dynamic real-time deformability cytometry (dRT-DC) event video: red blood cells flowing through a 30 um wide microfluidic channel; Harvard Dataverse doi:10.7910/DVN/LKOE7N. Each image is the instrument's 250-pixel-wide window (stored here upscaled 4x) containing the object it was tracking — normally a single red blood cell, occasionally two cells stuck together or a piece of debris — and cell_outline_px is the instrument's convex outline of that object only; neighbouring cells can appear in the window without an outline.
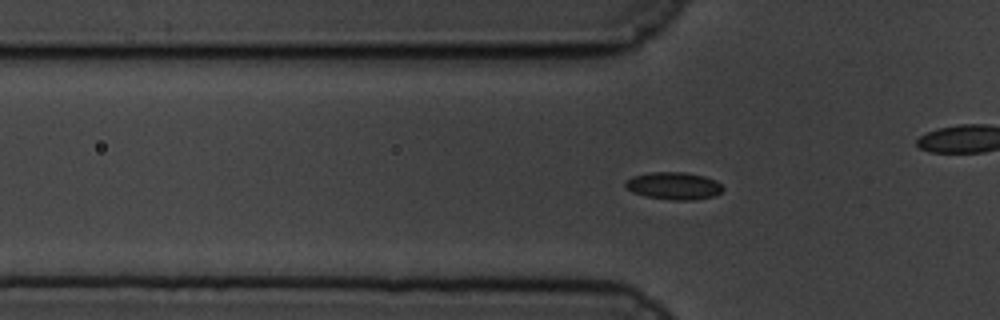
{"species": "common noctule bat (a hibernating species)", "species_latin": "Nyctalus noctula", "temperature_condition": "cold", "stored_images_in_passage": 49, "camera_frame_rate_fps": 3000, "um_per_image_px": 0.085, "animal": {"sex": "male", "body_mass_g": 19.5, "forearm_length_mm": 54.6}, "frame": {"image": 1, "passage_image": 8, "time_ms": 2.333, "image_size_px": [1000, 320], "cell_outline_px": [[724, 188], [716, 196], [692, 200], [672, 200], [644, 196], [632, 192], [624, 184], [624, 180], [632, 176], [648, 172], [684, 172], [704, 176], [716, 180]], "centroid_in_image_um": [57.25, 15.79], "position_along_channel_um": 68.5, "area_um2": 15.72}}
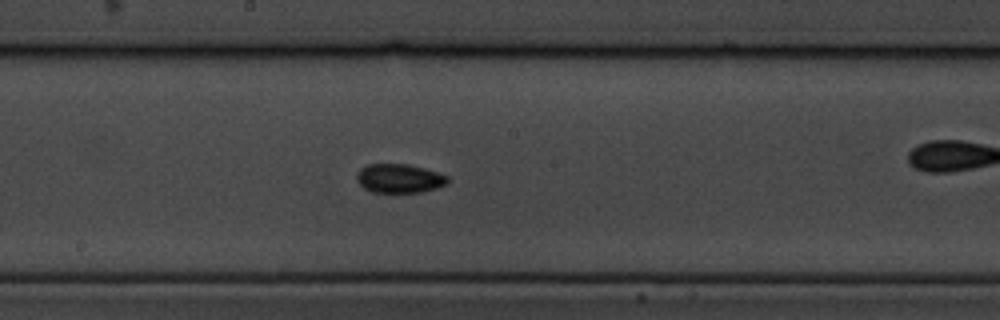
{"frame": {"image": 2, "passage_image": 21, "time_ms": 6.667, "image_size_px": [1000, 320], "cell_outline_px": [[448, 180], [444, 184], [436, 188], [420, 192], [372, 192], [364, 188], [356, 180], [356, 176], [360, 168], [368, 164], [408, 164], [424, 168], [448, 176]], "centroid_in_image_um": [33.9, 15.16], "position_along_channel_um": 214.3, "area_um2": 15.2}}
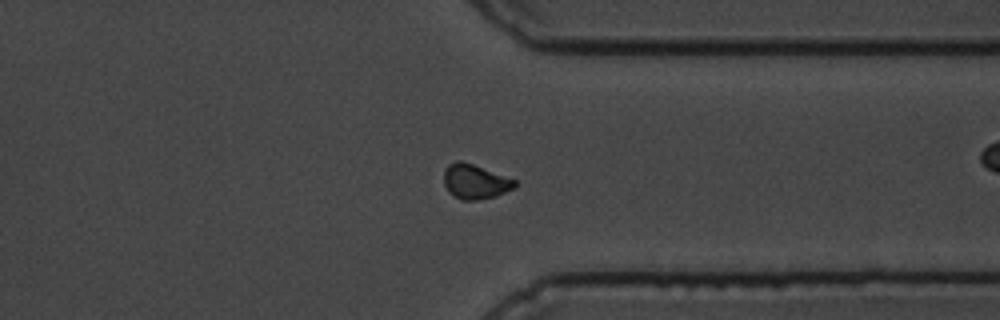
{"frame": {"image": 3, "passage_image": 35, "time_ms": 11.333, "image_size_px": [1000, 320], "cell_outline_px": [[516, 184], [512, 188], [496, 196], [480, 200], [460, 200], [452, 196], [448, 192], [444, 184], [444, 168], [448, 164], [456, 160], [460, 160], [472, 164], [516, 180]], "centroid_in_image_um": [40.32, 15.44], "position_along_channel_um": 371.1, "area_um2": 14.33}, "authors_computed_cell_mechanics": {"area_um2": 14.8546, "velocity_mm_per_s": 3.3738, "shape_relaxation_time_tau1_ms": null, "shape_relaxation_time_tau2_ms": 3.6262, "deformation_change_tau1": null, "deformation_change_tau2": 0.0539}}